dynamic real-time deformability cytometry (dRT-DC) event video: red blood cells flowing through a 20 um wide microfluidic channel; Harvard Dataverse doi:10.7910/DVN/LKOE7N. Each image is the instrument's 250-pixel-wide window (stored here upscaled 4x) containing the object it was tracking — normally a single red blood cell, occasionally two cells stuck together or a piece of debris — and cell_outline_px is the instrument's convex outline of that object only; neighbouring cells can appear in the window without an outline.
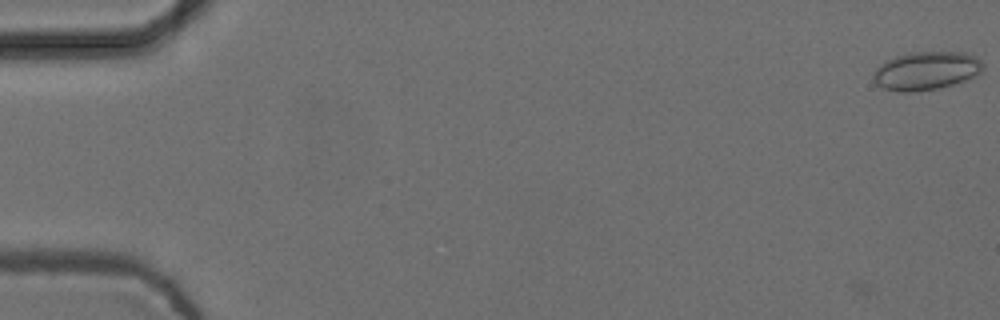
{"species": "common noctule bat (a hibernating species)", "species_latin": "Nyctalus noctula", "temperature_condition": "cold", "stored_images_in_passage": 5, "camera_frame_rate_fps": 3000, "um_per_image_px": 0.085, "animal": {"sex": "female", "body_mass_g": 24.6, "forearm_length_mm": 56.2}, "frame": {"image": 1, "passage_image": 1, "time_ms": 0.0, "image_size_px": [1000, 320], "cell_outline_px": [[984, 68], [976, 76], [940, 88], [912, 92], [900, 92], [884, 88], [876, 84], [872, 76], [876, 68], [880, 64], [896, 56], [912, 52], [964, 52], [976, 56], [984, 64]], "centroid_in_image_um": [78.74, 6.01], "position_along_channel_um": 6.3, "area_um2": 24.51}}